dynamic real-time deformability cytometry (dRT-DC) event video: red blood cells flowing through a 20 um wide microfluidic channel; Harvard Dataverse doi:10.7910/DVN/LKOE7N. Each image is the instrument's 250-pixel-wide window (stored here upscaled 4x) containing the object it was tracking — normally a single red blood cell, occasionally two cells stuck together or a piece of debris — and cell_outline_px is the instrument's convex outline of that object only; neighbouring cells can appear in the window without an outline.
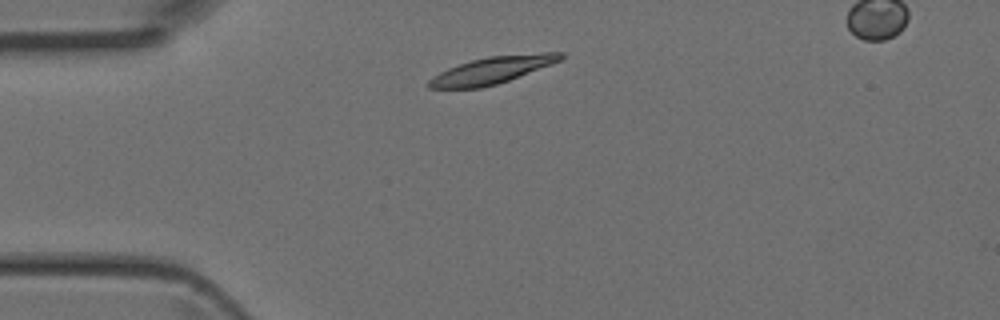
{"species": "Egyptian fruit bat (a non-hibernating species)", "species_latin": "Rousettus aegyptiacus", "temperature_condition": "room temperature", "stored_images_in_passage": 2, "camera_frame_rate_fps": 3000, "um_per_image_px": 0.085, "animal": {"sex": "female"}, "frame": {"image": 1, "passage_image": 1, "time_ms": 0.0, "image_size_px": [1000, 320], "cell_outline_px": [[564, 56], [560, 60], [552, 64], [508, 80], [496, 84], [480, 88], [428, 88], [428, 80], [440, 72], [448, 68], [472, 60], [488, 56], [544, 52], [564, 52]], "centroid_in_image_um": [41.84, 5.95], "position_along_channel_um": 43.2, "area_um2": 20.46}}